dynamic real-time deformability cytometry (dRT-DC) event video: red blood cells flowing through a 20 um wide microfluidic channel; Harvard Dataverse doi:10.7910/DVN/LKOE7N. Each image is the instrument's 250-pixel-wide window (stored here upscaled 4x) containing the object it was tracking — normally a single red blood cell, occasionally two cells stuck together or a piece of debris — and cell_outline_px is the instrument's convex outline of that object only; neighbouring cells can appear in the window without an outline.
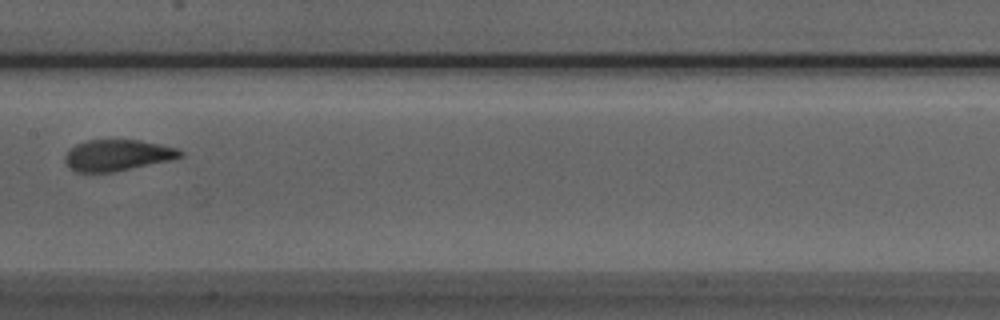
{"species": "Egyptian fruit bat (a non-hibernating species)", "species_latin": "Rousettus aegyptiacus", "temperature_condition": "room temperature", "stored_images_in_passage": 8, "camera_frame_rate_fps": 3000, "um_per_image_px": 0.085, "animal": {"sex": "male"}, "frame": {"image": 1, "passage_image": 8, "time_ms": 2.333, "image_size_px": [1000, 320], "cell_outline_px": [[184, 156], [172, 160], [116, 172], [76, 172], [68, 168], [64, 164], [64, 156], [68, 148], [76, 144], [88, 140], [140, 140], [160, 144], [176, 148], [184, 152]], "centroid_in_image_um": [9.96, 13.2], "position_along_channel_um": 197.4, "area_um2": 21.39}}